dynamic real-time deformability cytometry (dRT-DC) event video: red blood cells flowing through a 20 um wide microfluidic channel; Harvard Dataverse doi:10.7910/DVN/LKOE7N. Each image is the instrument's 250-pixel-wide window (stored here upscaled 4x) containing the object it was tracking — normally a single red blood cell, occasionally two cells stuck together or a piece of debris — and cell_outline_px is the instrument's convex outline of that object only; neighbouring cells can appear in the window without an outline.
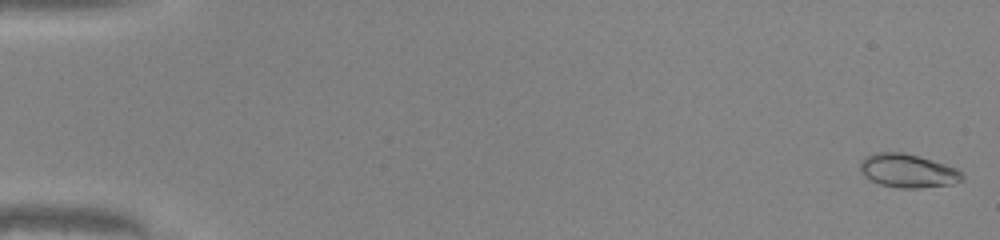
{"species": "common noctule bat (a hibernating species)", "species_latin": "Nyctalus noctula", "temperature_condition": "warm", "stored_images_in_passage": 50, "camera_frame_rate_fps": 3000, "um_per_image_px": 0.085, "animal": {"sex": "male", "body_mass_g": 20.0, "forearm_length_mm": 53.3}, "frame": {"image": 1, "passage_image": 1, "time_ms": 0.0, "image_size_px": [1000, 240], "cell_outline_px": [[964, 176], [960, 180], [952, 184], [920, 188], [900, 188], [880, 184], [864, 176], [860, 168], [860, 160], [864, 156], [876, 152], [900, 152], [920, 156], [956, 168]], "centroid_in_image_um": [77.13, 14.51], "position_along_channel_um": 7.9, "area_um2": 19.88}}
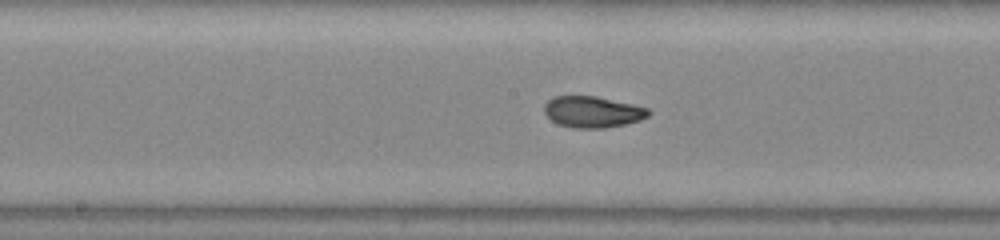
{"frame": {"image": 2, "passage_image": 27, "time_ms": 8.667, "image_size_px": [1000, 240], "cell_outline_px": [[652, 112], [648, 116], [640, 120], [624, 124], [604, 128], [572, 128], [556, 124], [544, 112], [544, 104], [552, 96], [596, 96], [632, 104], [648, 108]], "centroid_in_image_um": [50.35, 9.51], "position_along_channel_um": 197.9, "area_um2": 19.07}}
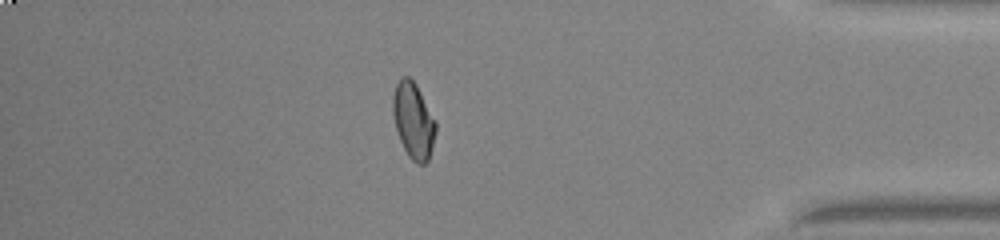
{"frame": {"image": 3, "passage_image": 44, "time_ms": 14.333, "image_size_px": [1000, 240], "cell_outline_px": [[436, 132], [432, 148], [428, 160], [424, 164], [416, 164], [408, 156], [400, 140], [396, 128], [392, 112], [392, 96], [396, 84], [400, 76], [408, 76], [416, 84], [436, 120]], "centroid_in_image_um": [35.13, 10.23], "position_along_channel_um": 400.1, "area_um2": 19.13}, "authors_computed_cell_mechanics": {"area_um2": 18.9584, "velocity_mm_per_s": 4.1492, "shape_relaxation_time_tau1_ms": 4.8685, "shape_relaxation_time_tau2_ms": 1.1453, "deformation_change_tau1": 0.1622, "deformation_change_tau2": 0.0464}}